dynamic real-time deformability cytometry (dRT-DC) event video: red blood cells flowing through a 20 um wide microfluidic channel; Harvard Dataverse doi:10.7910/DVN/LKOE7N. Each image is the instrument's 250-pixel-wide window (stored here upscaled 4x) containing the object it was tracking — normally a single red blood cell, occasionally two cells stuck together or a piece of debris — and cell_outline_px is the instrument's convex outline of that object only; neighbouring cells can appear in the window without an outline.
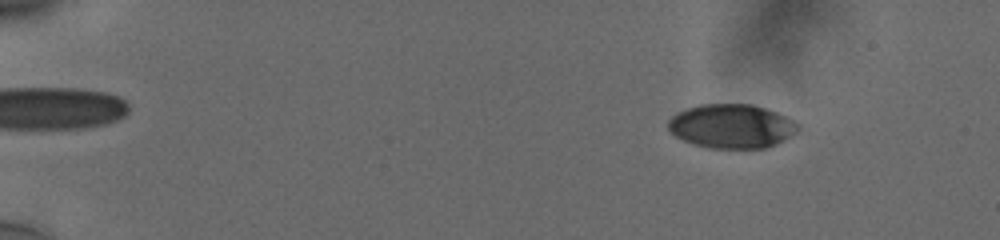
{"species": "human", "species_latin": "Homo sapiens", "temperature_condition": "cold", "stored_images_in_passage": 56, "camera_frame_rate_fps": 3000, "um_per_image_px": 0.085, "donor": {"sex": "male"}, "frame": {"image": 1, "passage_image": 7, "time_ms": 2.0, "image_size_px": [1000, 240], "cell_outline_px": [[800, 128], [796, 132], [784, 140], [776, 144], [764, 148], [708, 148], [684, 140], [676, 136], [668, 128], [668, 120], [676, 112], [700, 104], [752, 104], [776, 112], [800, 124]], "centroid_in_image_um": [62.19, 10.72], "position_along_channel_um": 22.8, "area_um2": 33.18}}
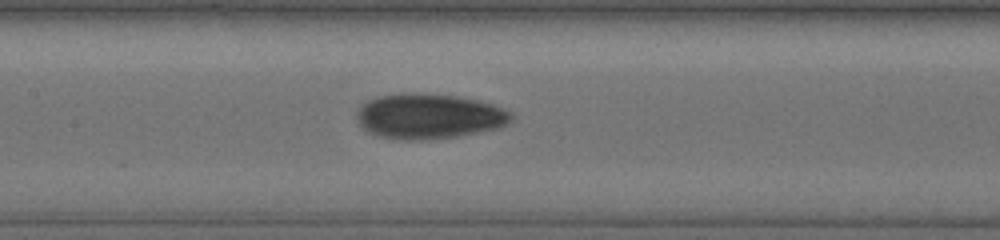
{"frame": {"image": 2, "passage_image": 29, "time_ms": 9.333, "image_size_px": [1000, 240], "cell_outline_px": [[512, 120], [508, 124], [500, 128], [456, 136], [424, 140], [400, 140], [376, 136], [368, 132], [356, 120], [356, 112], [368, 100], [380, 96], [456, 96], [476, 100], [492, 104], [508, 112], [512, 116]], "centroid_in_image_um": [36.46, 9.95], "position_along_channel_um": 170.9, "area_um2": 39.42}}
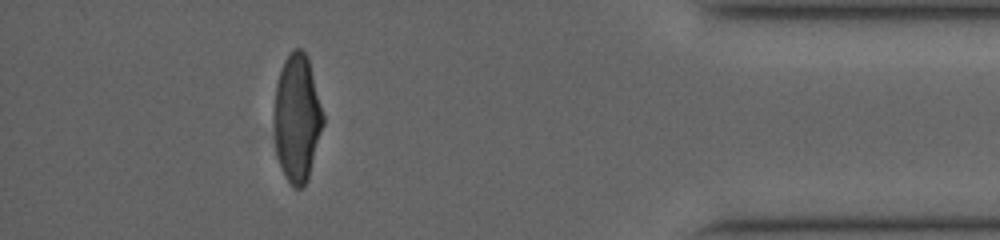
{"frame": {"image": 3, "passage_image": 51, "time_ms": 16.667, "image_size_px": [1000, 240], "cell_outline_px": [[324, 124], [308, 180], [300, 188], [296, 188], [284, 176], [276, 152], [272, 116], [272, 112], [276, 84], [284, 60], [296, 48], [300, 48], [308, 56], [324, 116]], "centroid_in_image_um": [25.24, 10.04], "position_along_channel_um": 410.0, "area_um2": 36.76}, "authors_computed_cell_mechanics": {"area_um2": 36.7608, "velocity_mm_per_s": 3.7859, "shape_relaxation_time_tau1_ms": 5.2615, "shape_relaxation_time_tau2_ms": 1.9136, "deformation_change_tau1": 0.1863, "deformation_change_tau2": 0.0647}}